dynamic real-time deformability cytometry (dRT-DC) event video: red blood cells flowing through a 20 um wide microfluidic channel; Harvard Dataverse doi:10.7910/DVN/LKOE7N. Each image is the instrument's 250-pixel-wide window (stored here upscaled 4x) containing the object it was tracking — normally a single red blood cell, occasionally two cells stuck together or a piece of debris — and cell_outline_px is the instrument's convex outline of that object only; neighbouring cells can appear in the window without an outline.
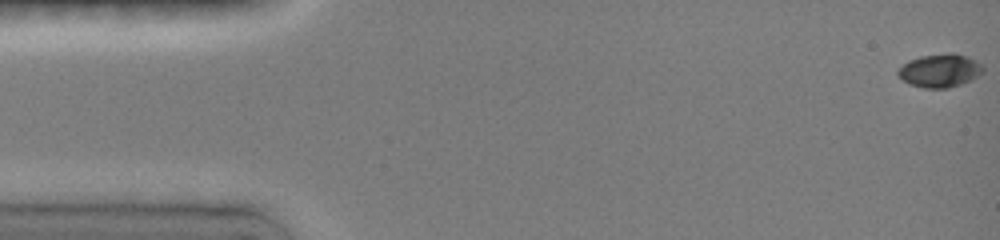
{"species": "common noctule bat (a hibernating species)", "species_latin": "Nyctalus noctula", "temperature_condition": "room temperature", "stored_images_in_passage": 6, "camera_frame_rate_fps": 3000, "um_per_image_px": 0.085, "animal": {"sex": "female", "body_mass_g": 19.0, "forearm_length_mm": 51.5}, "frame": {"image": 1, "passage_image": 1, "time_ms": 0.0, "image_size_px": [1000, 240], "cell_outline_px": [[984, 72], [960, 84], [948, 88], [924, 88], [908, 84], [900, 80], [896, 72], [908, 60], [920, 56], [952, 52], [968, 56], [976, 60], [984, 68]], "centroid_in_image_um": [79.86, 5.99], "position_along_channel_um": 5.1, "area_um2": 16.59}}
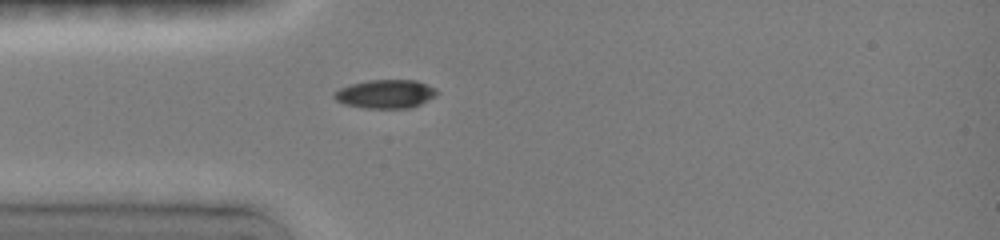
{"frame": {"image": 2, "passage_image": 6, "time_ms": 4.333, "image_size_px": [1000, 240], "cell_outline_px": [[440, 92], [420, 104], [412, 108], [360, 108], [344, 104], [336, 100], [332, 96], [340, 88], [352, 84], [368, 80], [416, 80], [436, 88]], "centroid_in_image_um": [32.77, 7.99], "position_along_channel_um": 52.2, "area_um2": 17.11}}